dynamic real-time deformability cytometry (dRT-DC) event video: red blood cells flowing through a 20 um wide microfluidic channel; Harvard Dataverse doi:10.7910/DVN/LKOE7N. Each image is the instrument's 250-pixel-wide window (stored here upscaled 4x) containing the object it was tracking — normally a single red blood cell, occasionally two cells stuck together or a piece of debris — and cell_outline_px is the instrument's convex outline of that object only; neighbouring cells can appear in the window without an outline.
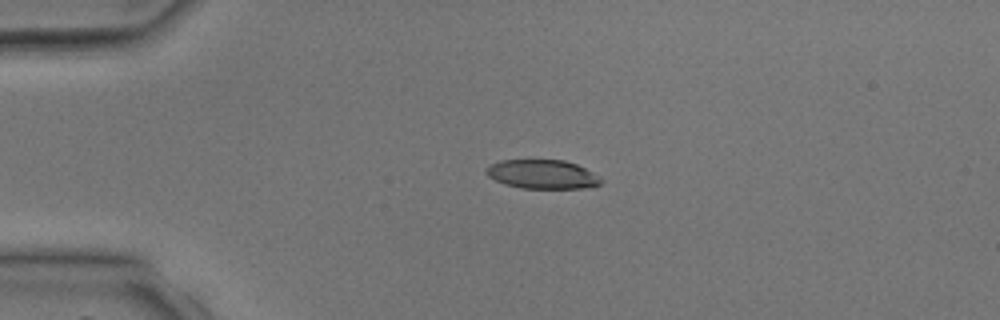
{"species": "common noctule bat (a hibernating species)", "species_latin": "Nyctalus noctula", "temperature_condition": "room temperature", "stored_images_in_passage": 4, "camera_frame_rate_fps": 3000, "um_per_image_px": 0.085, "animal": {"sex": "male", "body_mass_g": 17.9, "forearm_length_mm": 54.2}, "frame": {"image": 1, "passage_image": 3, "time_ms": 2.333, "image_size_px": [1000, 320], "cell_outline_px": [[604, 180], [600, 184], [584, 188], [520, 188], [504, 184], [488, 176], [484, 172], [492, 164], [500, 160], [564, 160], [576, 164], [584, 168]], "centroid_in_image_um": [46.09, 14.82], "position_along_channel_um": 38.9, "area_um2": 19.19}}